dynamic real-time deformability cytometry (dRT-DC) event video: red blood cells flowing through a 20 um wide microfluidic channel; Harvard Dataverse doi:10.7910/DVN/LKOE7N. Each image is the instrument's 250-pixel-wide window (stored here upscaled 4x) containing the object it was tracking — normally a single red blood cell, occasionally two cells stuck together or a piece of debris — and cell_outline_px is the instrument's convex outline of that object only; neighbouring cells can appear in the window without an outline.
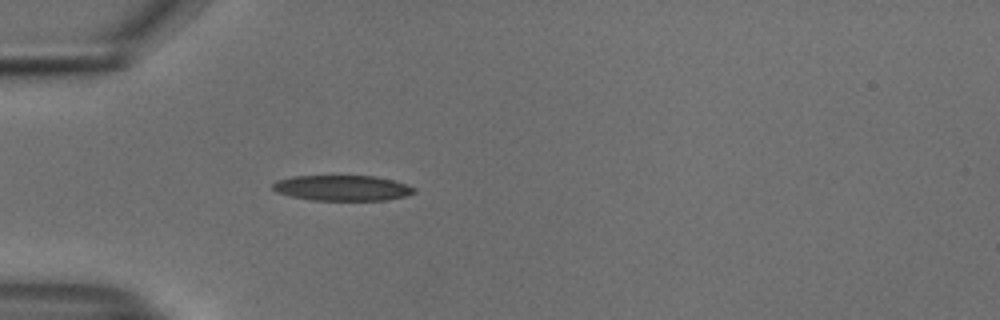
{"species": "common noctule bat (a hibernating species)", "species_latin": "Nyctalus noctula", "temperature_condition": "cold", "stored_images_in_passage": 39, "camera_frame_rate_fps": 3000, "um_per_image_px": 0.085, "animal": {"sex": "male", "body_mass_g": 18.8}, "frame": {"image": 1, "passage_image": 1, "time_ms": 0.0, "image_size_px": [1000, 320], "cell_outline_px": [[416, 192], [404, 196], [384, 200], [312, 200], [292, 196], [276, 192], [272, 188], [272, 184], [276, 180], [292, 176], [376, 176], [392, 180], [416, 188]], "centroid_in_image_um": [29.06, 15.97], "position_along_channel_um": 55.9, "area_um2": 20.87}}
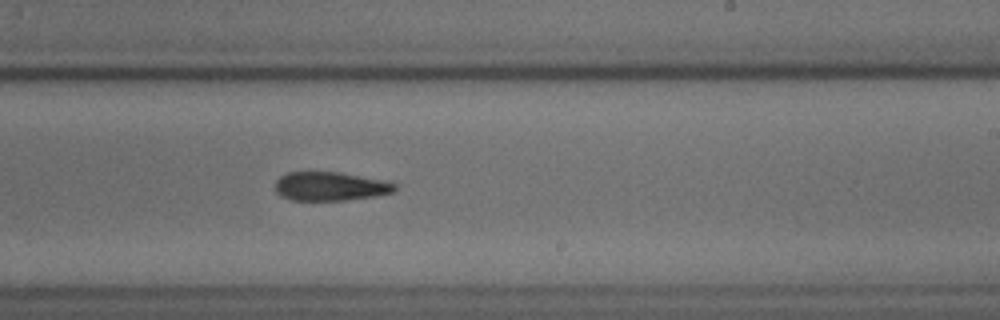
{"frame": {"image": 2, "passage_image": 18, "time_ms": 5.667, "image_size_px": [1000, 320], "cell_outline_px": [[396, 188], [392, 192], [376, 196], [344, 200], [292, 200], [280, 196], [276, 192], [276, 180], [280, 176], [288, 172], [340, 172], [388, 180], [396, 184]], "centroid_in_image_um": [28.09, 15.83], "position_along_channel_um": 260.9, "area_um2": 20.23}}
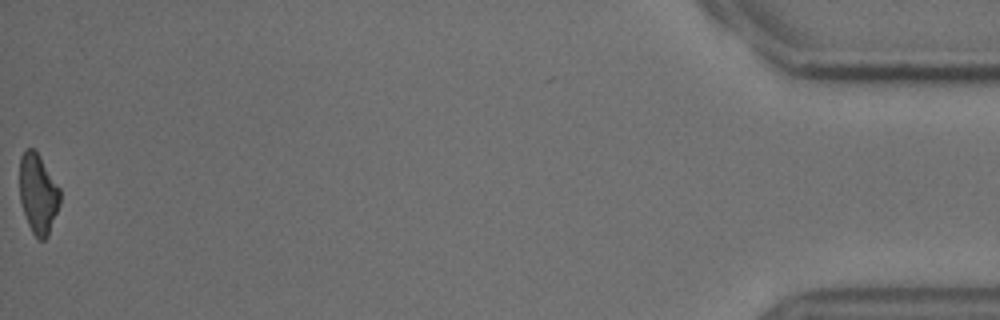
{"frame": {"image": 3, "passage_image": 39, "time_ms": 12.667, "image_size_px": [1000, 320], "cell_outline_px": [[60, 204], [48, 236], [44, 240], [40, 240], [32, 232], [28, 224], [20, 200], [20, 156], [28, 148], [32, 148], [40, 156], [60, 188]], "centroid_in_image_um": [3.25, 16.47], "position_along_channel_um": 432.0, "area_um2": 18.67}, "authors_computed_cell_mechanics": {"area_um2": 20.4034, "velocity_mm_per_s": 3.7513, "shape_relaxation_time_tau1_ms": 7.1917, "shape_relaxation_time_tau2_ms": 5.1133, "deformation_change_tau1": 0.1897, "deformation_change_tau2": 0.1498}}